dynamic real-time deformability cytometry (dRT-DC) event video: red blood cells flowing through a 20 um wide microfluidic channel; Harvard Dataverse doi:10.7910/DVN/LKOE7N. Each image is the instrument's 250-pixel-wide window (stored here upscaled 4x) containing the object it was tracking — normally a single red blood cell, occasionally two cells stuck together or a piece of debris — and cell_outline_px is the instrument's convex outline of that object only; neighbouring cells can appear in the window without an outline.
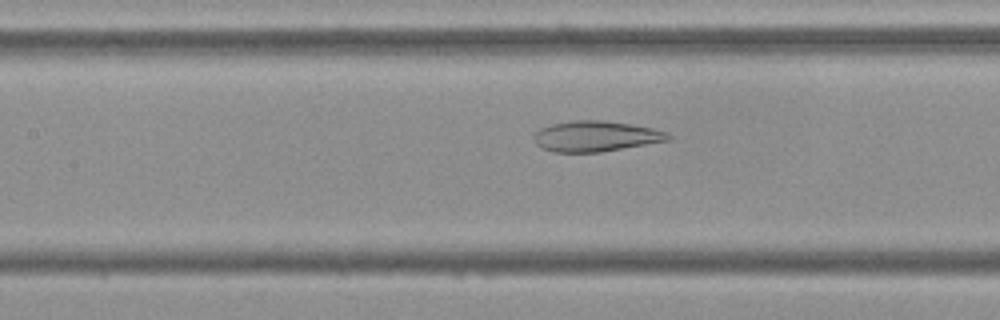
{"species": "Egyptian fruit bat (a non-hibernating species)", "species_latin": "Rousettus aegyptiacus", "temperature_condition": "cold", "stored_images_in_passage": 41, "camera_frame_rate_fps": 3000, "um_per_image_px": 0.085, "frame": {"image": 1, "passage_image": 12, "time_ms": 3.667, "image_size_px": [1000, 320], "cell_outline_px": [[672, 140], [600, 152], [552, 152], [540, 148], [536, 144], [532, 136], [540, 128], [552, 124], [572, 120], [604, 120], [652, 128], [664, 132], [672, 136]], "centroid_in_image_um": [50.6, 11.59], "position_along_channel_um": 156.8, "area_um2": 23.99}}
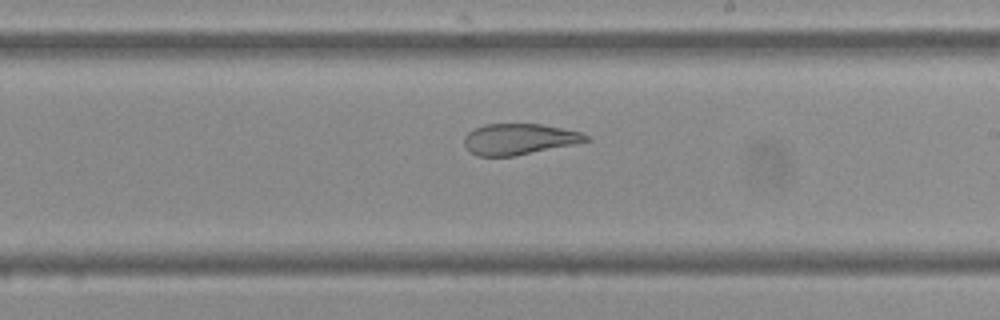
{"frame": {"image": 2, "passage_image": 19, "time_ms": 6.0, "image_size_px": [1000, 320], "cell_outline_px": [[592, 140], [516, 156], [476, 156], [464, 144], [464, 136], [468, 132], [484, 124], [540, 124], [580, 132], [592, 136]], "centroid_in_image_um": [44.14, 11.83], "position_along_channel_um": 244.9, "area_um2": 21.91}}
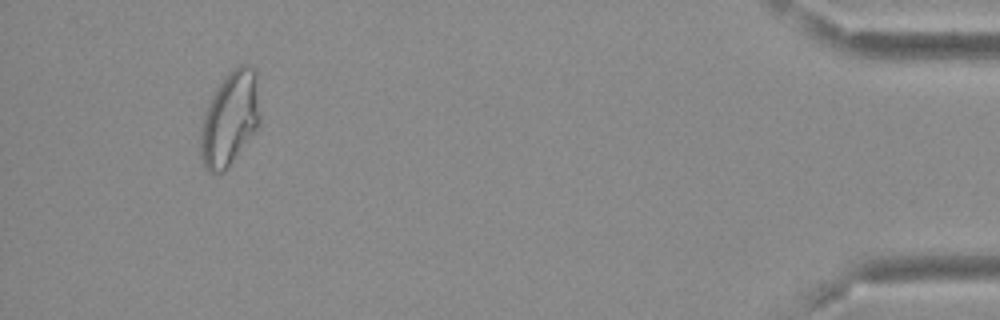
{"frame": {"image": 3, "passage_image": 38, "time_ms": 12.333, "image_size_px": [1000, 320], "cell_outline_px": [[260, 120], [256, 128], [228, 168], [224, 172], [208, 172], [204, 168], [200, 160], [200, 128], [208, 104], [216, 88], [228, 72], [240, 64], [244, 64], [256, 68], [260, 116]], "centroid_in_image_um": [19.52, 10.09], "position_along_channel_um": 415.7, "area_um2": 32.66}, "authors_computed_cell_mechanics": {"area_um2": 26.7036, "velocity_mm_per_s": 3.791, "shape_relaxation_time_tau1_ms": null, "shape_relaxation_time_tau2_ms": 2.0417, "deformation_change_tau1": null, "deformation_change_tau2": 0.0844}}